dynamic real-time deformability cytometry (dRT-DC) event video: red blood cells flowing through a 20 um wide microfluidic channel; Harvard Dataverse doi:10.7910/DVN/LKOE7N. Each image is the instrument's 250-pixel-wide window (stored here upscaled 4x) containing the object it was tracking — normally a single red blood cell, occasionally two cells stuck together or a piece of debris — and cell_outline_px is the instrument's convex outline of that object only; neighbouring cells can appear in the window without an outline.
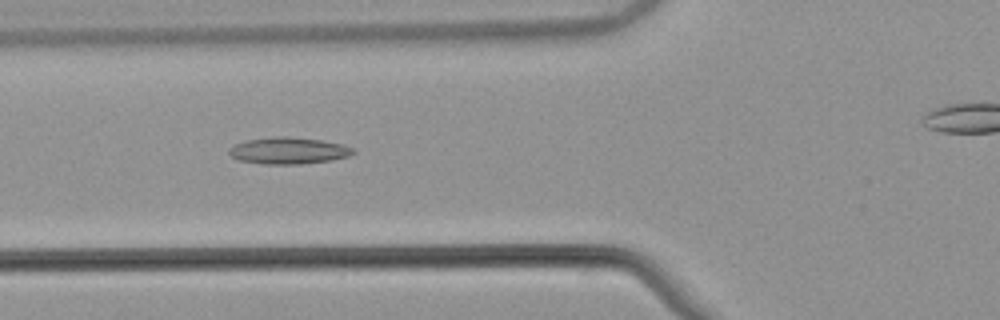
{"species": "common noctule bat (a hibernating species)", "species_latin": "Nyctalus noctula", "temperature_condition": "warm", "stored_images_in_passage": 34, "camera_frame_rate_fps": 3000, "um_per_image_px": 0.085, "animal": {"sex": "male", "body_mass_g": 21.5, "forearm_length_mm": 52.0}, "frame": {"image": 1, "passage_image": 14, "time_ms": 4.333, "image_size_px": [1000, 320], "cell_outline_px": [[356, 152], [348, 156], [332, 160], [300, 164], [264, 164], [236, 160], [228, 152], [228, 148], [236, 144], [248, 140], [276, 136], [288, 136], [320, 140], [344, 144], [352, 148]], "centroid_in_image_um": [24.52, 12.81], "position_along_channel_um": 101.3, "area_um2": 19.31}}
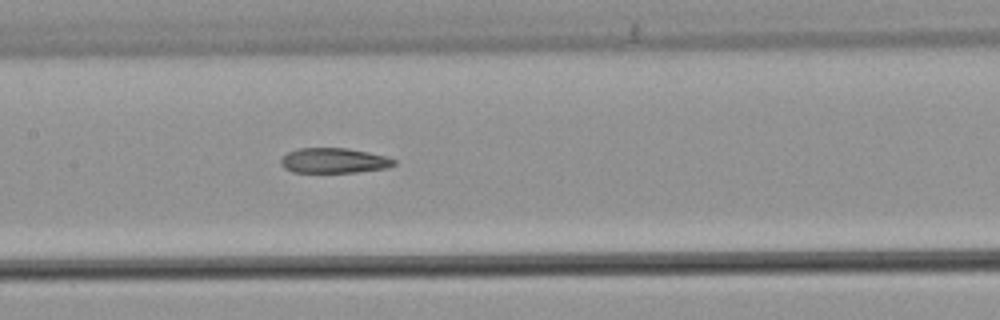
{"frame": {"image": 2, "passage_image": 20, "time_ms": 6.333, "image_size_px": [1000, 320], "cell_outline_px": [[396, 164], [384, 168], [356, 172], [292, 172], [284, 168], [280, 164], [280, 160], [288, 152], [300, 148], [348, 148], [368, 152], [384, 156], [396, 160]], "centroid_in_image_um": [28.35, 13.65], "position_along_channel_um": 179.0, "area_um2": 16.42}}
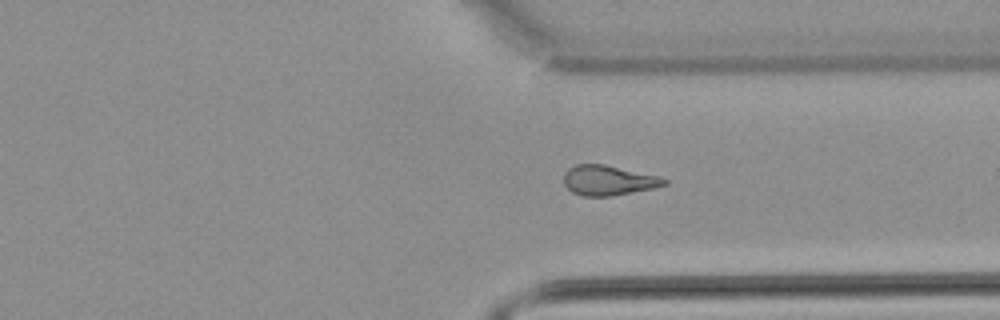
{"frame": {"image": 3, "passage_image": 34, "time_ms": 11.0, "image_size_px": [1000, 320], "cell_outline_px": [[668, 184], [652, 188], [612, 196], [584, 196], [572, 192], [564, 184], [564, 172], [568, 168], [576, 164], [604, 164], [660, 176], [668, 180]], "centroid_in_image_um": [51.71, 15.32], "position_along_channel_um": 359.7, "area_um2": 17.57}}